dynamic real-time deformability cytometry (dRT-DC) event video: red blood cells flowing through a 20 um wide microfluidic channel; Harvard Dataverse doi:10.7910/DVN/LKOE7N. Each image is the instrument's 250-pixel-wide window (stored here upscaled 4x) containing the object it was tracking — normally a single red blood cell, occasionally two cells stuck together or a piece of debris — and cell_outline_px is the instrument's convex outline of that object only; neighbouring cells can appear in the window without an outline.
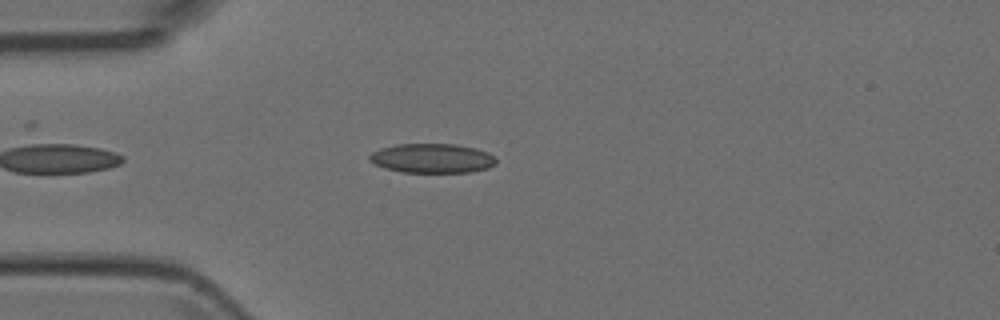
{"species": "Egyptian fruit bat (a non-hibernating species)", "species_latin": "Rousettus aegyptiacus", "temperature_condition": "room temperature", "stored_images_in_passage": 42, "camera_frame_rate_fps": 3000, "um_per_image_px": 0.085, "animal": {"sex": "female"}, "frame": {"image": 1, "passage_image": 5, "time_ms": 1.333, "image_size_px": [1000, 320], "cell_outline_px": [[496, 164], [488, 168], [472, 172], [404, 172], [388, 168], [376, 164], [368, 160], [368, 156], [372, 152], [380, 148], [396, 144], [456, 144], [476, 148], [488, 152], [496, 160]], "centroid_in_image_um": [36.75, 13.44], "position_along_channel_um": 48.3, "area_um2": 21.62}}
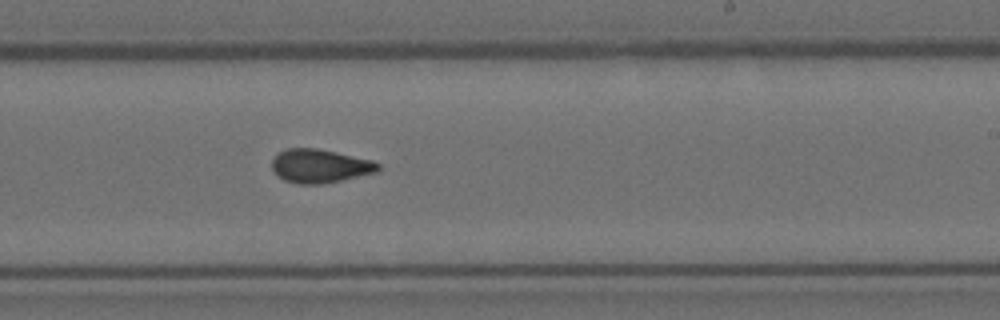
{"frame": {"image": 2, "passage_image": 22, "time_ms": 7.0, "image_size_px": [1000, 320], "cell_outline_px": [[380, 168], [376, 172], [324, 184], [300, 184], [284, 180], [272, 168], [272, 160], [276, 152], [288, 148], [316, 148], [336, 152], [372, 160], [380, 164]], "centroid_in_image_um": [27.18, 14.1], "position_along_channel_um": 261.8, "area_um2": 20.75}}
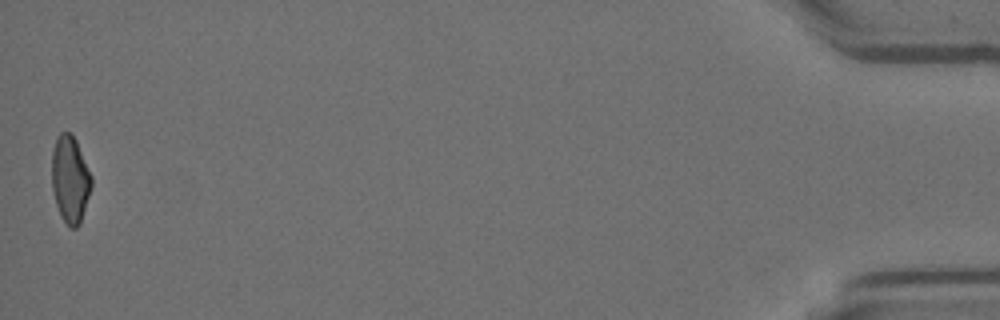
{"frame": {"image": 3, "passage_image": 42, "time_ms": 13.667, "image_size_px": [1000, 320], "cell_outline_px": [[92, 184], [80, 224], [76, 228], [68, 228], [60, 216], [56, 204], [52, 188], [52, 152], [56, 136], [60, 132], [68, 132], [76, 140], [92, 176]], "centroid_in_image_um": [5.95, 15.26], "position_along_channel_um": 429.2, "area_um2": 20.17}}